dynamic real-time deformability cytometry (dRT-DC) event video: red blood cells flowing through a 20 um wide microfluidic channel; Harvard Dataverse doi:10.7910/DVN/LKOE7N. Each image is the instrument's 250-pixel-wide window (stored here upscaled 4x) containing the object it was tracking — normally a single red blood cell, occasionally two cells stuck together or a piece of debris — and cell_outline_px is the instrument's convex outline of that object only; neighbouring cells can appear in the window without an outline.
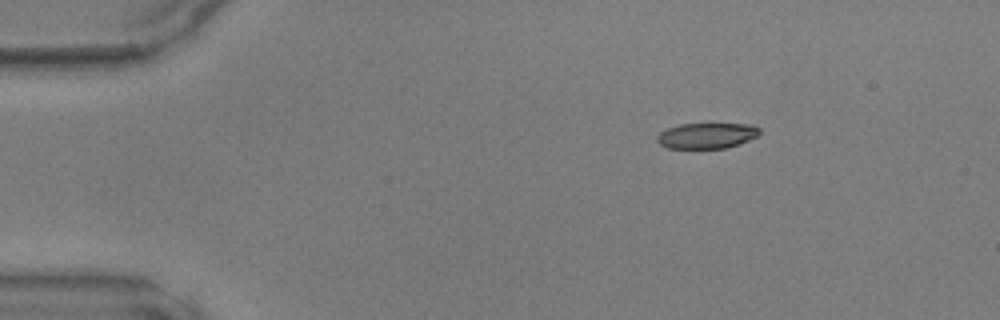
{"species": "common noctule bat (a hibernating species)", "species_latin": "Nyctalus noctula", "temperature_condition": "warm", "stored_images_in_passage": 11, "camera_frame_rate_fps": 3000, "um_per_image_px": 0.085, "animal": {"sex": "male", "body_mass_g": 17.9, "forearm_length_mm": 54.2}, "frame": {"image": 1, "passage_image": 1, "time_ms": 0.0, "image_size_px": [1000, 320], "cell_outline_px": [[760, 132], [756, 136], [740, 144], [724, 148], [668, 148], [660, 144], [656, 140], [656, 136], [660, 132], [668, 128], [680, 124], [752, 124], [760, 128]], "centroid_in_image_um": [60.07, 11.53], "position_along_channel_um": 24.9, "area_um2": 15.26}}
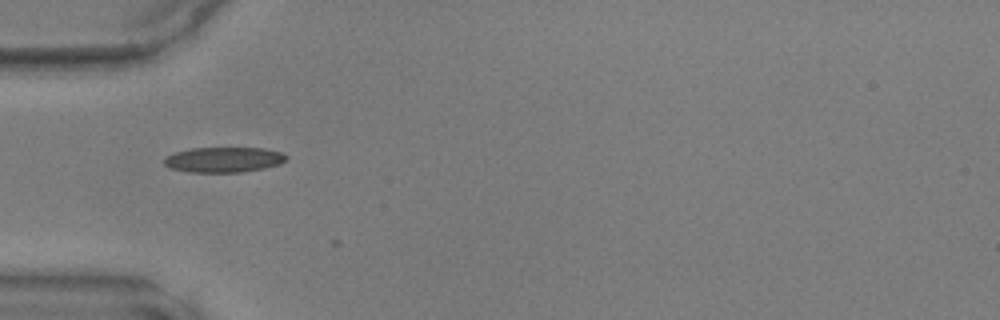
{"frame": {"image": 2, "passage_image": 9, "time_ms": 2.667, "image_size_px": [1000, 320], "cell_outline_px": [[288, 160], [280, 164], [264, 168], [240, 172], [188, 172], [172, 168], [164, 164], [164, 156], [176, 152], [192, 148], [264, 148], [280, 152], [288, 156]], "centroid_in_image_um": [19.04, 13.57], "position_along_channel_um": 66.0, "area_um2": 17.98}}